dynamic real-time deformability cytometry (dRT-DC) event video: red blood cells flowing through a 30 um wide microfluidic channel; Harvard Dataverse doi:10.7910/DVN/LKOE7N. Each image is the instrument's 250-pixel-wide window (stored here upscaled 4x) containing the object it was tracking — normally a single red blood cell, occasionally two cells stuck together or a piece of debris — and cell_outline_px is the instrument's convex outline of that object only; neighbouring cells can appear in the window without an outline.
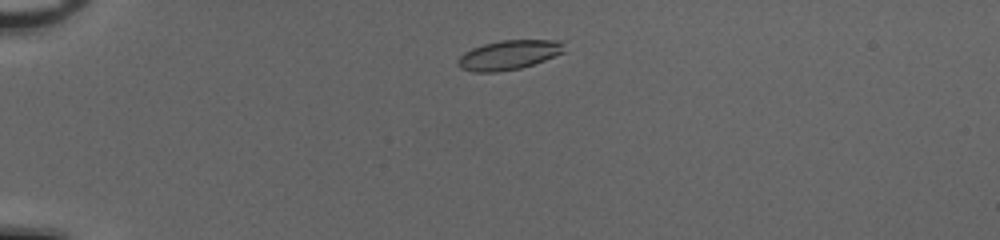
{"species": "common noctule bat (a hibernating species)", "species_latin": "Nyctalus noctula", "temperature_condition": "cold", "stored_images_in_passage": 43, "camera_frame_rate_fps": 3000, "um_per_image_px": 0.085, "animal": {"sex": "female", "body_mass_g": 20.0, "forearm_length_mm": 54.0}, "frame": {"image": 1, "passage_image": 5, "time_ms": 1.333, "image_size_px": [1000, 240], "cell_outline_px": [[564, 52], [544, 60], [520, 68], [496, 72], [472, 72], [460, 68], [456, 64], [456, 60], [464, 52], [472, 48], [484, 44], [500, 40], [564, 40]], "centroid_in_image_um": [43.22, 4.66], "position_along_channel_um": 41.8, "area_um2": 18.32}}
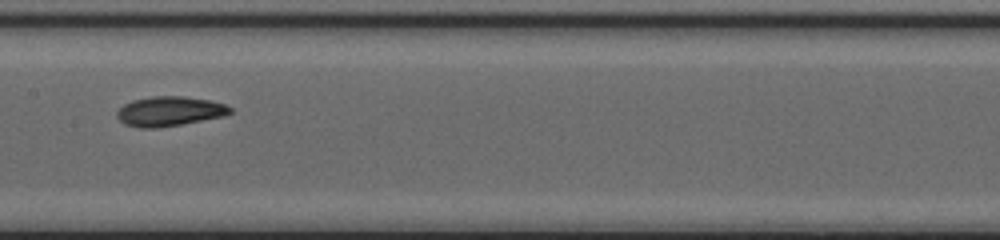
{"frame": {"image": 2, "passage_image": 20, "time_ms": 6.333, "image_size_px": [1000, 240], "cell_outline_px": [[232, 112], [224, 116], [180, 124], [156, 128], [140, 128], [124, 124], [116, 116], [116, 112], [124, 104], [132, 100], [152, 96], [184, 96], [212, 100], [224, 104], [232, 108]], "centroid_in_image_um": [14.4, 9.45], "position_along_channel_um": 193.0, "area_um2": 19.59}}
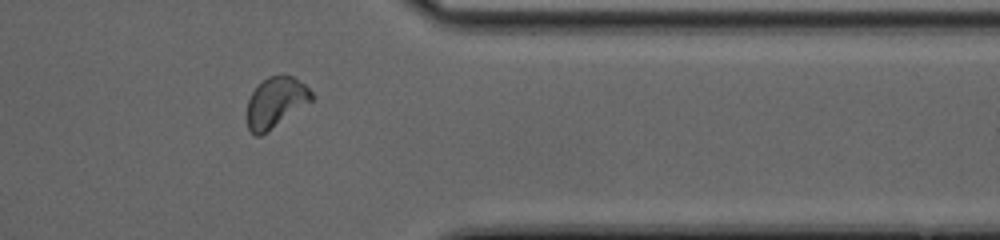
{"frame": {"image": 3, "passage_image": 35, "time_ms": 11.333, "image_size_px": [1000, 240], "cell_outline_px": [[312, 100], [260, 136], [256, 136], [248, 128], [248, 100], [252, 92], [268, 76], [292, 76], [304, 84], [312, 92]], "centroid_in_image_um": [23.42, 8.69], "position_along_channel_um": 388.0, "area_um2": 18.21}, "authors_computed_cell_mechanics": {"area_um2": 18.6116, "velocity_mm_per_s": 4.0504, "shape_relaxation_time_tau1_ms": 4.211, "shape_relaxation_time_tau2_ms": 2.6717, "deformation_change_tau1": 0.1534, "deformation_change_tau2": 0.0781}}